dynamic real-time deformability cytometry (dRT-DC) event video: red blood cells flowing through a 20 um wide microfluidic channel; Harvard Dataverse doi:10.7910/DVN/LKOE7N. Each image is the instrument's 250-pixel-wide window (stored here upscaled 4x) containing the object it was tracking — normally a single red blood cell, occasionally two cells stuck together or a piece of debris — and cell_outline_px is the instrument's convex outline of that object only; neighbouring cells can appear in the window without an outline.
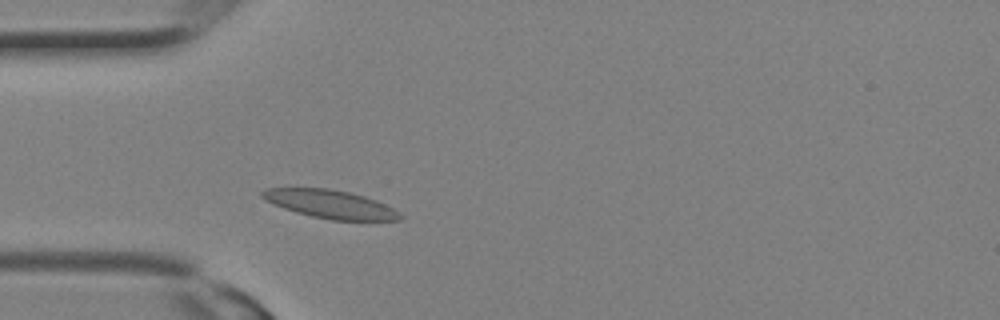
{"species": "Egyptian fruit bat (a non-hibernating species)", "species_latin": "Rousettus aegyptiacus", "temperature_condition": "room temperature", "stored_images_in_passage": 5, "camera_frame_rate_fps": 3000, "um_per_image_px": 0.085, "animal": {"sex": "female"}, "frame": {"image": 1, "passage_image": 3, "time_ms": 0.667, "image_size_px": [1000, 320], "cell_outline_px": [[404, 216], [400, 220], [332, 220], [312, 216], [296, 212], [272, 204], [264, 200], [260, 196], [260, 192], [264, 188], [328, 188], [348, 192], [364, 196], [376, 200], [400, 212]], "centroid_in_image_um": [28.04, 17.35], "position_along_channel_um": 57.0, "area_um2": 22.72}}
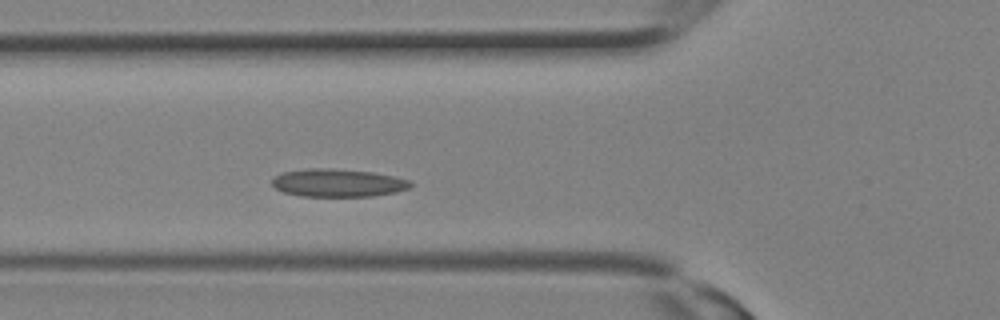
{"frame": {"image": 2, "passage_image": 5, "time_ms": 1.333, "image_size_px": [1000, 320], "cell_outline_px": [[412, 184], [408, 188], [396, 192], [372, 196], [300, 196], [284, 192], [276, 188], [272, 184], [272, 176], [284, 172], [308, 168], [332, 168], [372, 172], [396, 176], [412, 180]], "centroid_in_image_um": [28.73, 15.53], "position_along_channel_um": 97.1, "area_um2": 22.66}}